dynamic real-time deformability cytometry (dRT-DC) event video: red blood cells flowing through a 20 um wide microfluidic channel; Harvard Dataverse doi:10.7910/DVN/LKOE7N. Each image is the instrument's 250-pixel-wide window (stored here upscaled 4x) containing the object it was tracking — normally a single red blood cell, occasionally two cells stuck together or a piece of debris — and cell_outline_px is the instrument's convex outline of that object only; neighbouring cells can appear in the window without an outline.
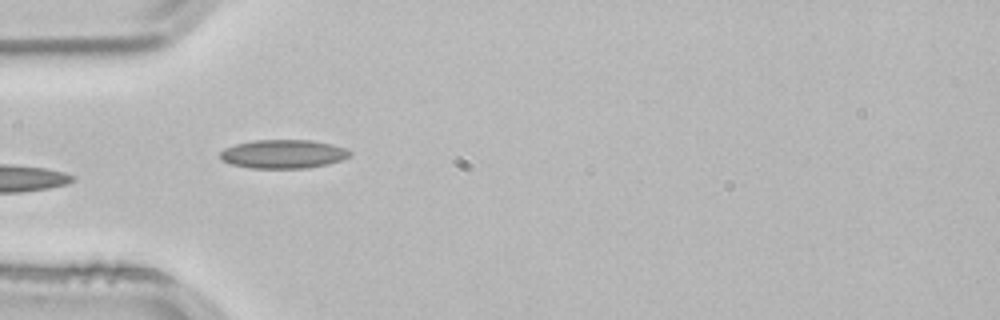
{"species": "common noctule bat (a hibernating species)", "species_latin": "Nyctalus noctula", "temperature_condition": "room temperature", "stored_images_in_passage": 3, "camera_frame_rate_fps": 3000, "um_per_image_px": 0.085, "animal": {"sex": "male", "body_mass_g": 21.5, "forearm_length_mm": 52.0}, "frame": {"image": 1, "passage_image": 1, "time_ms": 0.0, "image_size_px": [1000, 320], "cell_outline_px": [[352, 156], [328, 164], [308, 168], [248, 168], [232, 164], [220, 160], [220, 152], [224, 148], [236, 144], [256, 140], [312, 140], [332, 144], [344, 148], [352, 152]], "centroid_in_image_um": [24.08, 13.09], "position_along_channel_um": 60.9, "area_um2": 21.79}}